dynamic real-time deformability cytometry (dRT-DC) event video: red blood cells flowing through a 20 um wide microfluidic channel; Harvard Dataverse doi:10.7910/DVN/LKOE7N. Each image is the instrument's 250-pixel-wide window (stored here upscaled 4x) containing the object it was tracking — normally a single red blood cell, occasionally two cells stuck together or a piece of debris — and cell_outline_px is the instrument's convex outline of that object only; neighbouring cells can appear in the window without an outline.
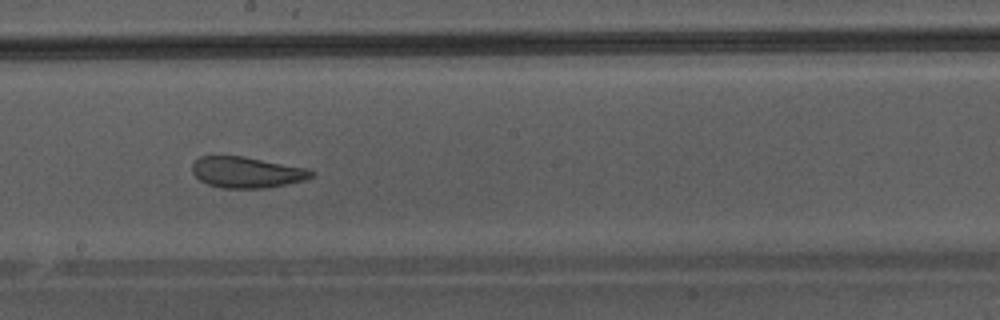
{"species": "Egyptian fruit bat (a non-hibernating species)", "species_latin": "Rousettus aegyptiacus", "temperature_condition": "warm", "stored_images_in_passage": 41, "camera_frame_rate_fps": 3000, "um_per_image_px": 0.085, "animal": {"sex": "male"}, "frame": {"image": 1, "passage_image": 23, "time_ms": 7.333, "image_size_px": [1000, 320], "cell_outline_px": [[316, 172], [312, 176], [304, 180], [268, 188], [224, 188], [208, 184], [200, 180], [192, 172], [192, 164], [200, 156], [244, 156], [308, 168]], "centroid_in_image_um": [20.99, 14.64], "position_along_channel_um": 227.2, "area_um2": 21.56}}